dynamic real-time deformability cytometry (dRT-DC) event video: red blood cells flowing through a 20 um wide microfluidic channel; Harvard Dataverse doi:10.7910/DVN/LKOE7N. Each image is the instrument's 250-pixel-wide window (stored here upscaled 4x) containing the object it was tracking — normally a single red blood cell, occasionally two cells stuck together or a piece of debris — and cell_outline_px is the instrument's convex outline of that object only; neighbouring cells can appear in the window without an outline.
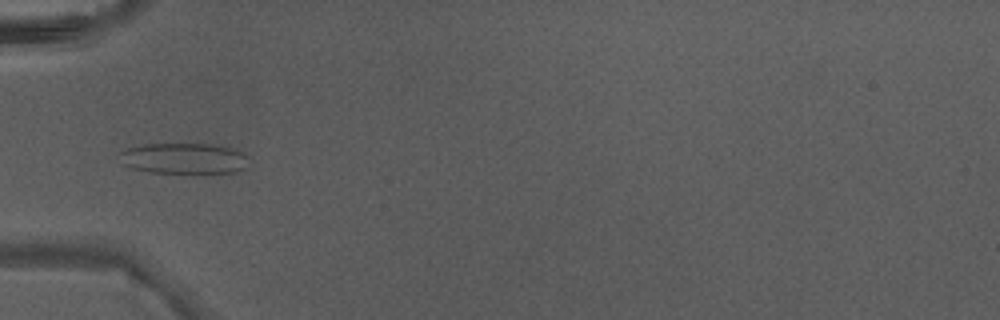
{"species": "Egyptian fruit bat (a non-hibernating species)", "species_latin": "Rousettus aegyptiacus", "temperature_condition": "warm", "stored_images_in_passage": 4, "camera_frame_rate_fps": 3000, "um_per_image_px": 0.085, "animal": {"sex": "male"}, "frame": {"image": 1, "passage_image": 4, "time_ms": 1.0, "image_size_px": [1000, 320], "cell_outline_px": [[248, 168], [236, 172], [152, 172], [132, 168], [120, 164], [120, 152], [124, 148], [144, 144], [228, 144], [248, 156]], "centroid_in_image_um": [15.68, 13.44], "position_along_channel_um": 69.3, "area_um2": 23.58}}